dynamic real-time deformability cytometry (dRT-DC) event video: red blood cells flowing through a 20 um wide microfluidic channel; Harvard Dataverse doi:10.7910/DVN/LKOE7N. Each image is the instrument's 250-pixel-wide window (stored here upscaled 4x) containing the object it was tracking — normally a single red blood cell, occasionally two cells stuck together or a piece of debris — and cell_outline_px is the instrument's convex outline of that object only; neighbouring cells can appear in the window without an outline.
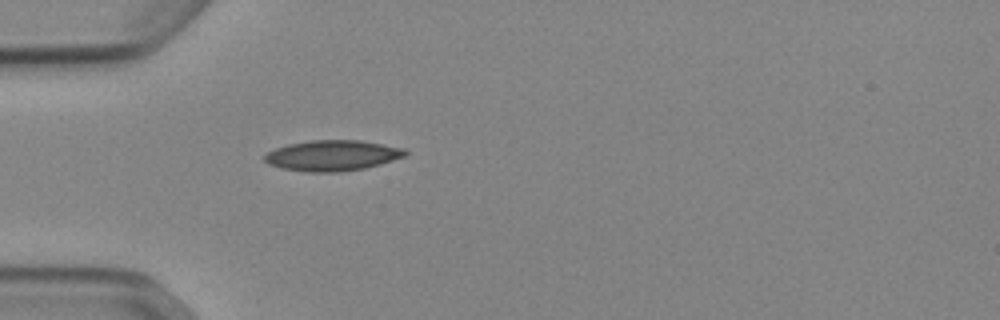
{"species": "Egyptian fruit bat (a non-hibernating species)", "species_latin": "Rousettus aegyptiacus", "temperature_condition": "cold", "stored_images_in_passage": 37, "camera_frame_rate_fps": 3000, "um_per_image_px": 0.085, "animal": {"sex": "female"}, "frame": {"image": 1, "passage_image": 1, "time_ms": 0.0, "image_size_px": [1000, 320], "cell_outline_px": [[408, 152], [404, 156], [380, 164], [364, 168], [340, 172], [304, 172], [280, 168], [268, 164], [264, 160], [264, 156], [268, 152], [276, 148], [288, 144], [312, 140], [360, 140], [404, 148]], "centroid_in_image_um": [28.22, 13.22], "position_along_channel_um": 56.8, "area_um2": 25.09}}
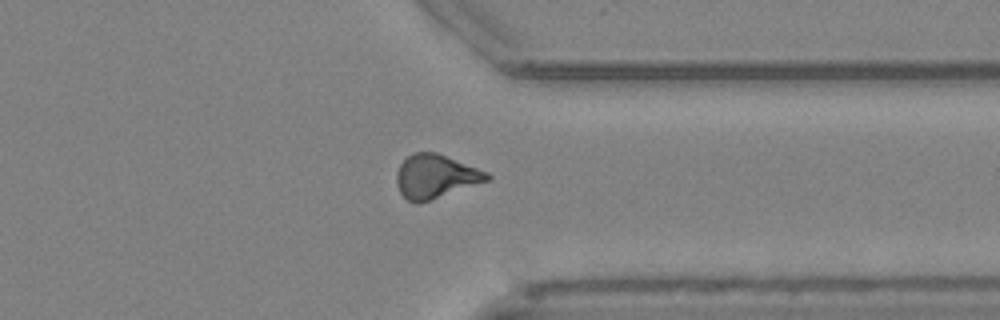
{"frame": {"image": 2, "passage_image": 26, "time_ms": 8.333, "image_size_px": [1000, 320], "cell_outline_px": [[492, 180], [420, 204], [416, 204], [408, 200], [400, 192], [396, 180], [396, 172], [400, 164], [412, 152], [436, 152], [488, 172], [492, 176]], "centroid_in_image_um": [37.05, 15.01], "position_along_channel_um": 374.4, "area_um2": 23.35}}
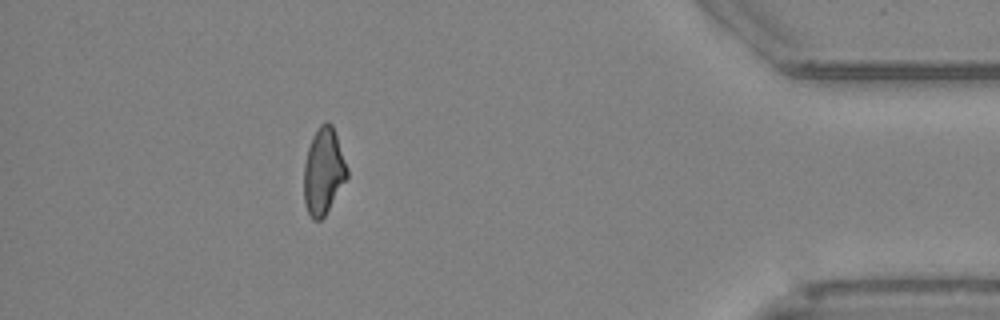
{"frame": {"image": 3, "passage_image": 32, "time_ms": 10.333, "image_size_px": [1000, 320], "cell_outline_px": [[348, 176], [324, 216], [320, 220], [312, 220], [304, 204], [304, 164], [308, 148], [312, 136], [316, 128], [320, 124], [328, 120], [332, 124], [348, 168]], "centroid_in_image_um": [27.48, 14.53], "position_along_channel_um": 407.7, "area_um2": 21.73}, "authors_computed_cell_mechanics": {"area_um2": 22.8888, "velocity_mm_per_s": 3.9132, "shape_relaxation_time_tau1_ms": 7.1671, "shape_relaxation_time_tau2_ms": 2.8097, "deformation_change_tau1": 0.1718, "deformation_change_tau2": 0.098}}